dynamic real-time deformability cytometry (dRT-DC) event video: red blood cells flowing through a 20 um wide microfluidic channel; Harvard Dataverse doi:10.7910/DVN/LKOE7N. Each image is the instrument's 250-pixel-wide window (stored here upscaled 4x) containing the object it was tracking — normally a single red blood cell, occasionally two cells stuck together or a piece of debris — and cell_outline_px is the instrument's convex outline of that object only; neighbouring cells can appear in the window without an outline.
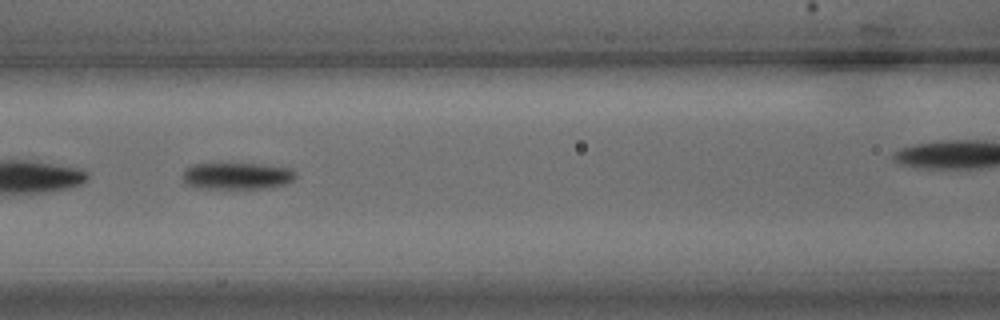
{"species": "common noctule bat (a hibernating species)", "species_latin": "Nyctalus noctula", "temperature_condition": "warm", "stored_images_in_passage": 28, "camera_frame_rate_fps": 3000, "um_per_image_px": 0.085, "animal": {"sex": "male", "body_mass_g": 15.6}, "frame": {"image": 1, "passage_image": 9, "time_ms": 2.667, "image_size_px": [1000, 320], "cell_outline_px": [[296, 176], [292, 180], [284, 184], [268, 188], [196, 188], [184, 184], [180, 180], [180, 176], [184, 168], [192, 164], [260, 164], [288, 168], [296, 172]], "centroid_in_image_um": [20.03, 14.96], "position_along_channel_um": 146.6, "area_um2": 17.8}}
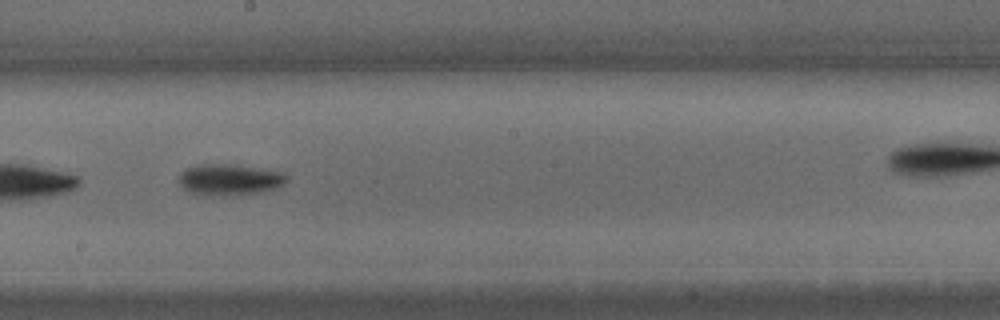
{"frame": {"image": 2, "passage_image": 13, "time_ms": 4.0, "image_size_px": [1000, 320], "cell_outline_px": [[288, 180], [284, 184], [260, 192], [192, 192], [184, 188], [176, 180], [180, 172], [188, 168], [200, 164], [236, 164], [284, 172], [288, 176]], "centroid_in_image_um": [19.54, 15.18], "position_along_channel_um": 228.7, "area_um2": 18.55}}
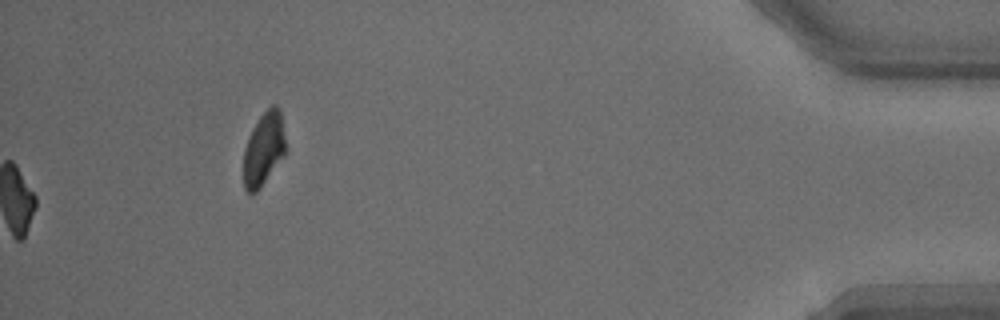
{"frame": {"image": 3, "passage_image": 28, "time_ms": 9.0, "image_size_px": [1000, 320], "cell_outline_px": [[288, 152], [256, 192], [252, 196], [244, 188], [244, 148], [252, 128], [260, 116], [272, 104], [276, 104], [280, 108], [288, 148]], "centroid_in_image_um": [22.46, 12.64], "position_along_channel_um": 412.7, "area_um2": 18.44}}